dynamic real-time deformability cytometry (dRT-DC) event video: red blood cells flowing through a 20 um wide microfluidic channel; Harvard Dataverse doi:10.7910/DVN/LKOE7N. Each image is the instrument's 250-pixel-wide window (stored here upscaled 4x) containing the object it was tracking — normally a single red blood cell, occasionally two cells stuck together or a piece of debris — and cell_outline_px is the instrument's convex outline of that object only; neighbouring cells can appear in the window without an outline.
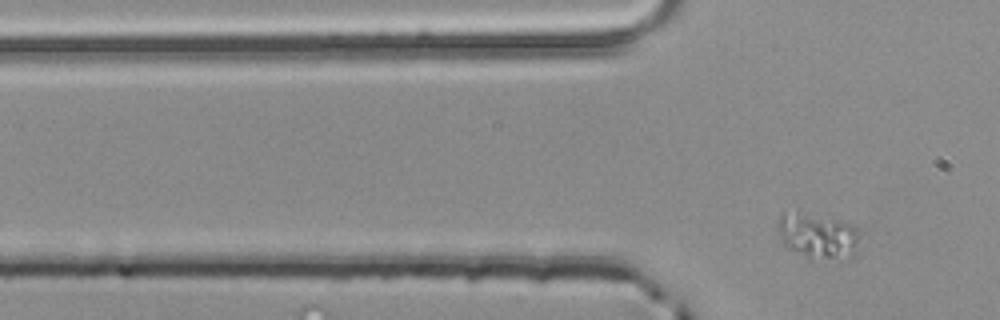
{"species": "common noctule bat (a hibernating species)", "species_latin": "Nyctalus noctula", "temperature_condition": "room temperature", "stored_images_in_passage": 2, "camera_frame_rate_fps": 3000, "um_per_image_px": 0.085, "animal": {"sex": "male", "body_mass_g": 20.4}, "frame": {"image": 1, "passage_image": 2, "time_ms": 0.333, "image_size_px": [1000, 320], "cell_outline_px": [[860, 236], [852, 252], [848, 256], [808, 260], [788, 248], [780, 240], [776, 228], [776, 224], [780, 212], [784, 208], [836, 220], [860, 228]], "centroid_in_image_um": [69.37, 19.99], "position_along_channel_um": 56.4, "area_um2": 21.96}}